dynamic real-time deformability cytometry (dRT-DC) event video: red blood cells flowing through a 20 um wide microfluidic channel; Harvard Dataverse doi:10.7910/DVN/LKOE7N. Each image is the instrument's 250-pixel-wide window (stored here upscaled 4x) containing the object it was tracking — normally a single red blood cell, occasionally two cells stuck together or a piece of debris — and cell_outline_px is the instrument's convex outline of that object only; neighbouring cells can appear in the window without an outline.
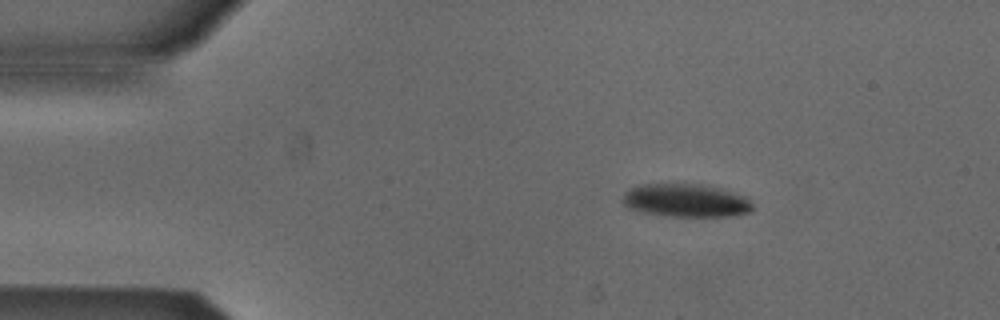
{"species": "Egyptian fruit bat (a non-hibernating species)", "species_latin": "Rousettus aegyptiacus", "temperature_condition": "cold", "stored_images_in_passage": 45, "camera_frame_rate_fps": 3000, "um_per_image_px": 0.085, "animal": {"sex": "male"}, "frame": {"image": 1, "passage_image": 1, "time_ms": 0.0, "image_size_px": [1000, 320], "cell_outline_px": [[752, 212], [736, 216], [668, 216], [640, 212], [628, 208], [620, 200], [624, 192], [628, 188], [640, 184], [700, 184], [720, 188], [744, 196], [752, 200]], "centroid_in_image_um": [58.27, 17.04], "position_along_channel_um": 26.7, "area_um2": 25.49}}
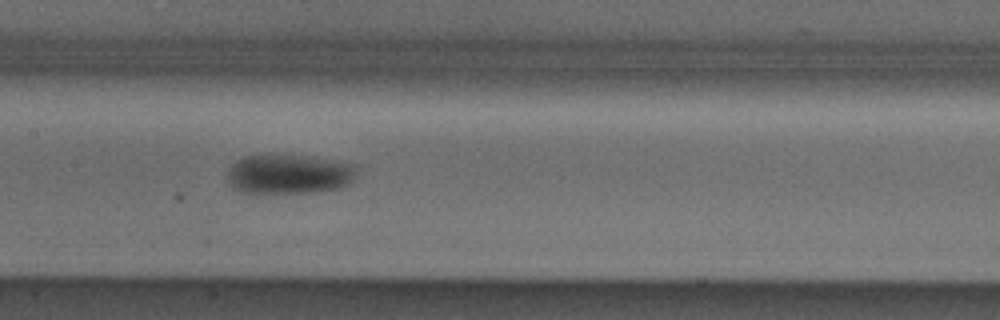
{"frame": {"image": 2, "passage_image": 18, "time_ms": 5.667, "image_size_px": [1000, 320], "cell_outline_px": [[356, 168], [352, 184], [336, 188], [316, 192], [240, 192], [232, 188], [228, 184], [228, 168], [236, 160], [248, 156], [308, 156], [356, 164]], "centroid_in_image_um": [24.57, 14.81], "position_along_channel_um": 182.8, "area_um2": 29.54}}
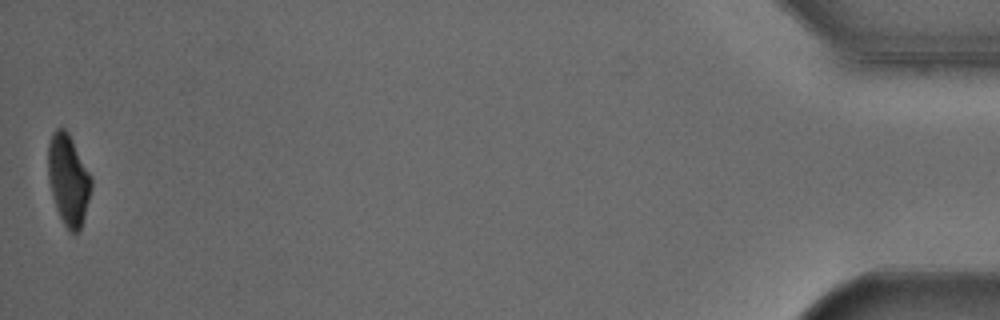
{"frame": {"image": 3, "passage_image": 45, "time_ms": 14.667, "image_size_px": [1000, 320], "cell_outline_px": [[92, 188], [84, 216], [80, 228], [72, 236], [64, 224], [56, 208], [52, 196], [48, 180], [48, 144], [52, 132], [56, 128], [64, 128], [68, 132], [92, 176]], "centroid_in_image_um": [5.8, 15.26], "position_along_channel_um": 429.4, "area_um2": 22.95}, "authors_computed_cell_mechanics": {"area_um2": 27.8018, "velocity_mm_per_s": 3.8545, "shape_relaxation_time_tau1_ms": 2.9631, "shape_relaxation_time_tau2_ms": null, "deformation_change_tau1": 0.1238, "deformation_change_tau2": null}}